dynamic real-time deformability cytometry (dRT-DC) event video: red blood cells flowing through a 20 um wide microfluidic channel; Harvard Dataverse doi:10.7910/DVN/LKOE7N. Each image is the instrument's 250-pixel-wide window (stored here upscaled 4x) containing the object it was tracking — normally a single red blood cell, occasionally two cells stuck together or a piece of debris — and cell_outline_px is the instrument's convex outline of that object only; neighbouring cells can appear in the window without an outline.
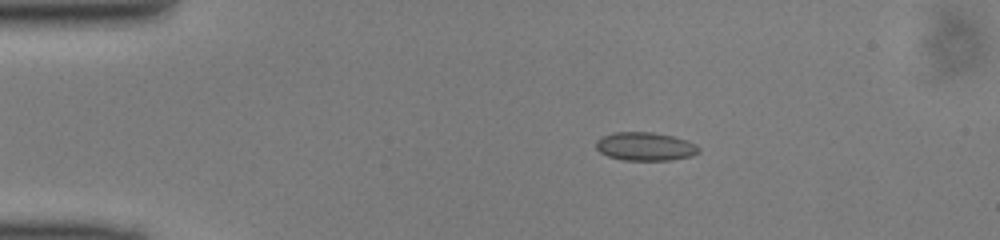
{"species": "common noctule bat (a hibernating species)", "species_latin": "Nyctalus noctula", "temperature_condition": "cold", "stored_images_in_passage": 41, "camera_frame_rate_fps": 3000, "um_per_image_px": 0.085, "animal": {"sex": "male", "body_mass_g": 13.0, "forearm_length_mm": 53.1}, "frame": {"image": 1, "passage_image": 1, "time_ms": 0.0, "image_size_px": [1000, 240], "cell_outline_px": [[700, 152], [692, 156], [672, 160], [624, 160], [608, 156], [600, 152], [596, 148], [596, 140], [612, 132], [652, 132], [672, 136], [688, 140], [696, 144], [700, 148]], "centroid_in_image_um": [54.87, 12.45], "position_along_channel_um": 30.1, "area_um2": 17.11}}
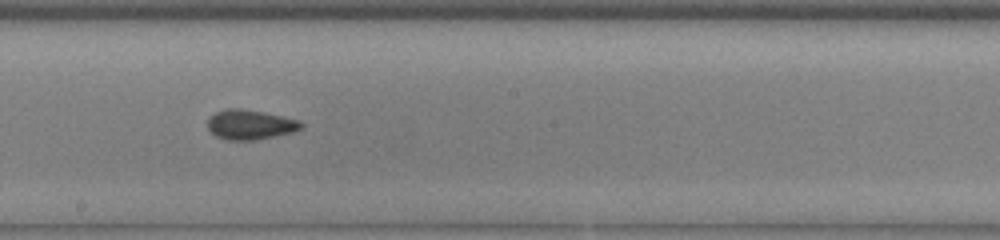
{"frame": {"image": 2, "passage_image": 19, "time_ms": 6.0, "image_size_px": [1000, 240], "cell_outline_px": [[304, 128], [292, 132], [276, 136], [256, 140], [228, 140], [216, 136], [208, 128], [208, 120], [216, 112], [224, 108], [240, 108], [264, 112], [300, 120], [304, 124]], "centroid_in_image_um": [21.3, 10.59], "position_along_channel_um": 226.9, "area_um2": 16.3}}
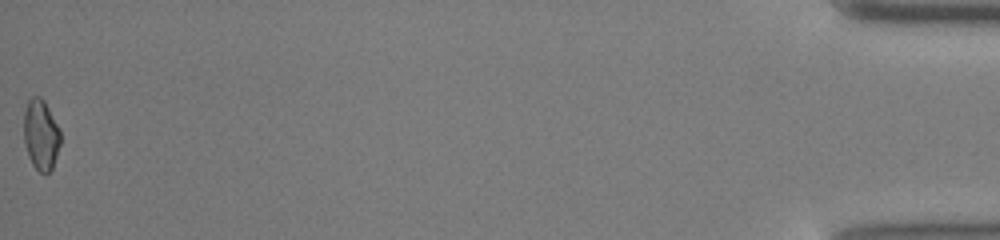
{"frame": {"image": 3, "passage_image": 41, "time_ms": 13.333, "image_size_px": [1000, 240], "cell_outline_px": [[60, 144], [52, 168], [48, 172], [40, 172], [32, 164], [28, 156], [24, 140], [24, 108], [28, 100], [32, 96], [40, 96], [44, 100], [60, 128]], "centroid_in_image_um": [3.47, 11.41], "position_along_channel_um": 431.7, "area_um2": 15.09}}